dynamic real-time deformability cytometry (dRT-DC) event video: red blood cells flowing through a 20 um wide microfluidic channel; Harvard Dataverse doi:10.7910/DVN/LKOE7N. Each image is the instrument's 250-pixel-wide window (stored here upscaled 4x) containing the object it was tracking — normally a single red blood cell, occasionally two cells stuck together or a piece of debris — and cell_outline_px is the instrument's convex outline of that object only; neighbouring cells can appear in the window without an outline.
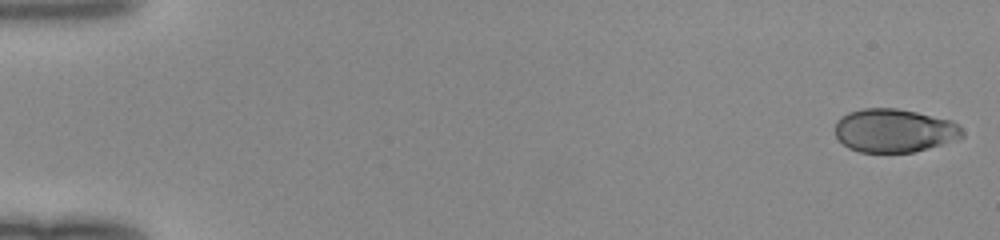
{"species": "human", "species_latin": "Homo sapiens", "temperature_condition": "room temperature", "stored_images_in_passage": 46, "camera_frame_rate_fps": 3000, "um_per_image_px": 0.085, "donor": {"sex": "female"}, "frame": {"image": 1, "passage_image": 1, "time_ms": 0.0, "image_size_px": [1000, 240], "cell_outline_px": [[964, 136], [940, 144], [912, 152], [860, 152], [848, 148], [836, 136], [836, 120], [840, 116], [848, 112], [864, 108], [896, 108], [916, 112], [952, 120], [964, 132]], "centroid_in_image_um": [75.97, 11.08], "position_along_channel_um": 9.0, "area_um2": 31.96}}
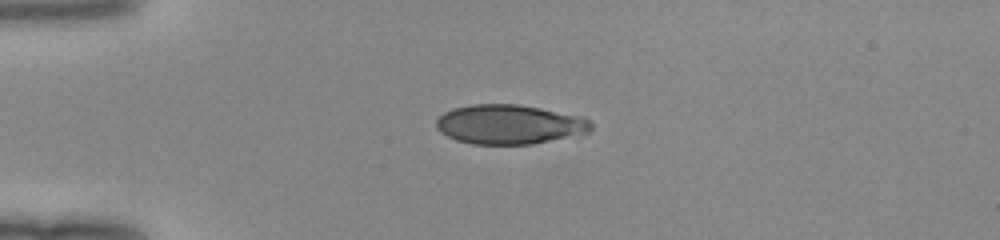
{"frame": {"image": 2, "passage_image": 13, "time_ms": 4.0, "image_size_px": [1000, 240], "cell_outline_px": [[592, 128], [588, 132], [532, 144], [472, 144], [456, 140], [440, 132], [436, 128], [436, 120], [444, 112], [452, 108], [472, 104], [516, 104], [540, 108], [584, 116], [592, 124]], "centroid_in_image_um": [43.27, 10.56], "position_along_channel_um": 41.7, "area_um2": 35.55}}